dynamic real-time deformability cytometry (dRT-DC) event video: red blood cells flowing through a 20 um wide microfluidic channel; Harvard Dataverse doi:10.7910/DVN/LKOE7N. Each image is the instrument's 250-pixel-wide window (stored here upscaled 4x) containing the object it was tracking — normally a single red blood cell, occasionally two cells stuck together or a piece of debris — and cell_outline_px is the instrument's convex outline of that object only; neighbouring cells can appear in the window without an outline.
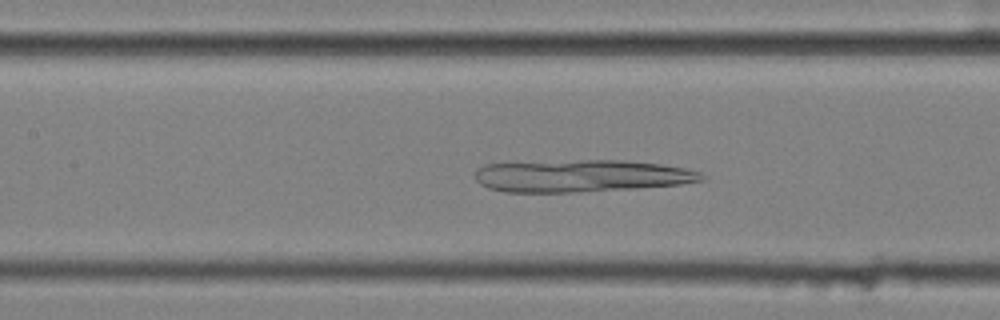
{"species": "common noctule bat (a hibernating species)", "species_latin": "Nyctalus noctula", "temperature_condition": "cold", "stored_images_in_passage": 56, "camera_frame_rate_fps": 3000, "um_per_image_px": 0.085, "animal": {"sex": "female", "body_mass_g": 25.1}, "frame": {"image": 1, "passage_image": 25, "time_ms": 8.0, "image_size_px": [1000, 320], "cell_outline_px": [[704, 180], [680, 184], [636, 188], [572, 192], [504, 192], [488, 188], [480, 184], [476, 180], [476, 168], [484, 164], [580, 160], [624, 160], [660, 164], [688, 168], [700, 172], [704, 176]], "centroid_in_image_um": [49.41, 14.95], "position_along_channel_um": 158.0, "area_um2": 42.54}}
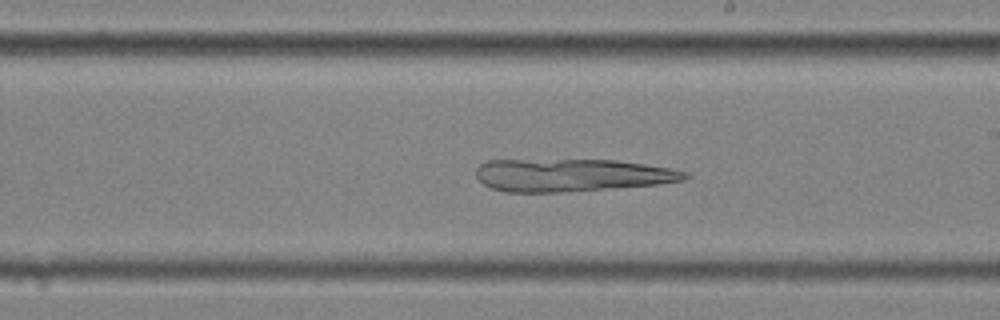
{"frame": {"image": 2, "passage_image": 32, "time_ms": 10.333, "image_size_px": [1000, 320], "cell_outline_px": [[692, 176], [684, 180], [660, 184], [560, 192], [504, 192], [492, 188], [484, 184], [476, 176], [476, 168], [480, 164], [488, 160], [612, 160], [644, 164], [668, 168], [688, 172]], "centroid_in_image_um": [48.59, 14.88], "position_along_channel_um": 240.4, "area_um2": 39.65}}
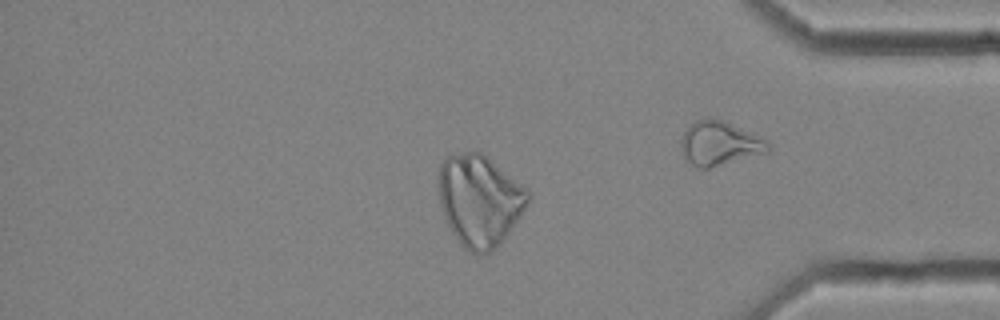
{"frame": {"image": 3, "passage_image": 47, "time_ms": 15.333, "image_size_px": [1000, 320], "cell_outline_px": [[532, 196], [520, 216], [500, 244], [492, 252], [480, 256], [468, 252], [460, 244], [452, 232], [444, 216], [440, 204], [436, 184], [440, 164], [448, 156], [460, 152], [480, 152], [488, 156], [528, 188]], "centroid_in_image_um": [40.76, 17.03], "position_along_channel_um": 394.4, "area_um2": 48.44}}